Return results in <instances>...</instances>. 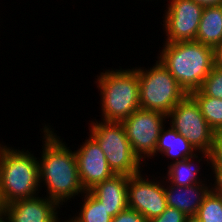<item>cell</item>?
<instances>
[{
    "label": "cell",
    "mask_w": 222,
    "mask_h": 222,
    "mask_svg": "<svg viewBox=\"0 0 222 222\" xmlns=\"http://www.w3.org/2000/svg\"><path fill=\"white\" fill-rule=\"evenodd\" d=\"M185 222H202L197 215L187 216Z\"/></svg>",
    "instance_id": "83f0119b"
},
{
    "label": "cell",
    "mask_w": 222,
    "mask_h": 222,
    "mask_svg": "<svg viewBox=\"0 0 222 222\" xmlns=\"http://www.w3.org/2000/svg\"><path fill=\"white\" fill-rule=\"evenodd\" d=\"M195 40L213 49L222 43V4L204 7Z\"/></svg>",
    "instance_id": "e0dca14e"
},
{
    "label": "cell",
    "mask_w": 222,
    "mask_h": 222,
    "mask_svg": "<svg viewBox=\"0 0 222 222\" xmlns=\"http://www.w3.org/2000/svg\"><path fill=\"white\" fill-rule=\"evenodd\" d=\"M82 205L76 215L69 217L65 222H112V216L90 191L82 195Z\"/></svg>",
    "instance_id": "ac0fdd59"
},
{
    "label": "cell",
    "mask_w": 222,
    "mask_h": 222,
    "mask_svg": "<svg viewBox=\"0 0 222 222\" xmlns=\"http://www.w3.org/2000/svg\"><path fill=\"white\" fill-rule=\"evenodd\" d=\"M199 155V157H198ZM201 155V156H200ZM205 158V159H203ZM198 159V160H197ZM205 164V161H207V167L210 164V153L207 152H199L197 155L191 158H187L184 160H180L178 162H174L172 164H168L166 175L164 176L167 181L173 185L177 186H192L195 184H200L205 182L207 180L206 178H201L203 174L199 173L202 169V161ZM196 163L201 162L200 166H197ZM198 161V162H197ZM199 167V168H198ZM200 175V176H199Z\"/></svg>",
    "instance_id": "2e32d148"
},
{
    "label": "cell",
    "mask_w": 222,
    "mask_h": 222,
    "mask_svg": "<svg viewBox=\"0 0 222 222\" xmlns=\"http://www.w3.org/2000/svg\"><path fill=\"white\" fill-rule=\"evenodd\" d=\"M128 181L129 175L114 174L111 178L96 184L89 191L114 217L128 208Z\"/></svg>",
    "instance_id": "5bb4252c"
},
{
    "label": "cell",
    "mask_w": 222,
    "mask_h": 222,
    "mask_svg": "<svg viewBox=\"0 0 222 222\" xmlns=\"http://www.w3.org/2000/svg\"><path fill=\"white\" fill-rule=\"evenodd\" d=\"M44 124L40 129L44 135L38 158L40 188L45 187L46 197L64 207L62 205H67L68 200L72 202V198L86 191L79 178L75 150L72 151L49 124Z\"/></svg>",
    "instance_id": "6da1fadb"
},
{
    "label": "cell",
    "mask_w": 222,
    "mask_h": 222,
    "mask_svg": "<svg viewBox=\"0 0 222 222\" xmlns=\"http://www.w3.org/2000/svg\"><path fill=\"white\" fill-rule=\"evenodd\" d=\"M112 222H148L147 219L129 207L112 218Z\"/></svg>",
    "instance_id": "cb8c5ba5"
},
{
    "label": "cell",
    "mask_w": 222,
    "mask_h": 222,
    "mask_svg": "<svg viewBox=\"0 0 222 222\" xmlns=\"http://www.w3.org/2000/svg\"><path fill=\"white\" fill-rule=\"evenodd\" d=\"M167 123L186 137L198 152H211L214 131L204 119L200 106L190 94H187L167 115Z\"/></svg>",
    "instance_id": "52a82bcc"
},
{
    "label": "cell",
    "mask_w": 222,
    "mask_h": 222,
    "mask_svg": "<svg viewBox=\"0 0 222 222\" xmlns=\"http://www.w3.org/2000/svg\"><path fill=\"white\" fill-rule=\"evenodd\" d=\"M38 157L29 150L0 143V205L38 196Z\"/></svg>",
    "instance_id": "3957f363"
},
{
    "label": "cell",
    "mask_w": 222,
    "mask_h": 222,
    "mask_svg": "<svg viewBox=\"0 0 222 222\" xmlns=\"http://www.w3.org/2000/svg\"><path fill=\"white\" fill-rule=\"evenodd\" d=\"M43 196L41 194L7 204L2 207L1 216L6 222H65L59 218L61 206Z\"/></svg>",
    "instance_id": "8fae6325"
},
{
    "label": "cell",
    "mask_w": 222,
    "mask_h": 222,
    "mask_svg": "<svg viewBox=\"0 0 222 222\" xmlns=\"http://www.w3.org/2000/svg\"><path fill=\"white\" fill-rule=\"evenodd\" d=\"M163 44L159 61L187 94L198 90L214 67V49L196 40Z\"/></svg>",
    "instance_id": "7a4b0ae2"
},
{
    "label": "cell",
    "mask_w": 222,
    "mask_h": 222,
    "mask_svg": "<svg viewBox=\"0 0 222 222\" xmlns=\"http://www.w3.org/2000/svg\"><path fill=\"white\" fill-rule=\"evenodd\" d=\"M197 3L201 4L202 6H215V5H221L222 0H194Z\"/></svg>",
    "instance_id": "4316f807"
},
{
    "label": "cell",
    "mask_w": 222,
    "mask_h": 222,
    "mask_svg": "<svg viewBox=\"0 0 222 222\" xmlns=\"http://www.w3.org/2000/svg\"><path fill=\"white\" fill-rule=\"evenodd\" d=\"M89 125V135L98 143L114 174L133 176L142 173L145 164L134 153L121 122L95 119Z\"/></svg>",
    "instance_id": "5b68a950"
},
{
    "label": "cell",
    "mask_w": 222,
    "mask_h": 222,
    "mask_svg": "<svg viewBox=\"0 0 222 222\" xmlns=\"http://www.w3.org/2000/svg\"><path fill=\"white\" fill-rule=\"evenodd\" d=\"M88 136L75 151L79 178L85 191L114 175L98 143Z\"/></svg>",
    "instance_id": "7c38bea8"
},
{
    "label": "cell",
    "mask_w": 222,
    "mask_h": 222,
    "mask_svg": "<svg viewBox=\"0 0 222 222\" xmlns=\"http://www.w3.org/2000/svg\"><path fill=\"white\" fill-rule=\"evenodd\" d=\"M214 174V183H209L211 185V191L214 193H222V168H210ZM213 185V186H212Z\"/></svg>",
    "instance_id": "d4e9b609"
},
{
    "label": "cell",
    "mask_w": 222,
    "mask_h": 222,
    "mask_svg": "<svg viewBox=\"0 0 222 222\" xmlns=\"http://www.w3.org/2000/svg\"><path fill=\"white\" fill-rule=\"evenodd\" d=\"M166 121L167 115L162 112L139 108L121 122L134 153L143 164H148L147 158L155 159L159 134Z\"/></svg>",
    "instance_id": "ba28073f"
},
{
    "label": "cell",
    "mask_w": 222,
    "mask_h": 222,
    "mask_svg": "<svg viewBox=\"0 0 222 222\" xmlns=\"http://www.w3.org/2000/svg\"><path fill=\"white\" fill-rule=\"evenodd\" d=\"M111 69L101 72L94 81L101 95L100 121L122 122L140 108L138 67Z\"/></svg>",
    "instance_id": "277c9868"
},
{
    "label": "cell",
    "mask_w": 222,
    "mask_h": 222,
    "mask_svg": "<svg viewBox=\"0 0 222 222\" xmlns=\"http://www.w3.org/2000/svg\"><path fill=\"white\" fill-rule=\"evenodd\" d=\"M198 153L187 138L179 134L171 125L168 129L165 125L162 127L155 148V157L160 154L168 159L170 158L171 162L169 164H172L194 157Z\"/></svg>",
    "instance_id": "9a60e30c"
},
{
    "label": "cell",
    "mask_w": 222,
    "mask_h": 222,
    "mask_svg": "<svg viewBox=\"0 0 222 222\" xmlns=\"http://www.w3.org/2000/svg\"><path fill=\"white\" fill-rule=\"evenodd\" d=\"M190 95L200 106L201 113L210 128L215 132L222 130V100L204 95L199 89Z\"/></svg>",
    "instance_id": "d6986e66"
},
{
    "label": "cell",
    "mask_w": 222,
    "mask_h": 222,
    "mask_svg": "<svg viewBox=\"0 0 222 222\" xmlns=\"http://www.w3.org/2000/svg\"><path fill=\"white\" fill-rule=\"evenodd\" d=\"M209 167L222 168V130L214 132Z\"/></svg>",
    "instance_id": "7402d4cb"
},
{
    "label": "cell",
    "mask_w": 222,
    "mask_h": 222,
    "mask_svg": "<svg viewBox=\"0 0 222 222\" xmlns=\"http://www.w3.org/2000/svg\"><path fill=\"white\" fill-rule=\"evenodd\" d=\"M209 180L192 186H177L164 178V192L167 206L176 208L186 216L196 215L205 196L211 190Z\"/></svg>",
    "instance_id": "4fadbf2b"
},
{
    "label": "cell",
    "mask_w": 222,
    "mask_h": 222,
    "mask_svg": "<svg viewBox=\"0 0 222 222\" xmlns=\"http://www.w3.org/2000/svg\"><path fill=\"white\" fill-rule=\"evenodd\" d=\"M186 215L176 208L167 207L158 217L149 222H185Z\"/></svg>",
    "instance_id": "603a6c76"
},
{
    "label": "cell",
    "mask_w": 222,
    "mask_h": 222,
    "mask_svg": "<svg viewBox=\"0 0 222 222\" xmlns=\"http://www.w3.org/2000/svg\"><path fill=\"white\" fill-rule=\"evenodd\" d=\"M216 194L219 195V197H220V199H221V201H222V193H216Z\"/></svg>",
    "instance_id": "f546056e"
},
{
    "label": "cell",
    "mask_w": 222,
    "mask_h": 222,
    "mask_svg": "<svg viewBox=\"0 0 222 222\" xmlns=\"http://www.w3.org/2000/svg\"><path fill=\"white\" fill-rule=\"evenodd\" d=\"M0 222H6L2 216H0Z\"/></svg>",
    "instance_id": "f1b7e54d"
},
{
    "label": "cell",
    "mask_w": 222,
    "mask_h": 222,
    "mask_svg": "<svg viewBox=\"0 0 222 222\" xmlns=\"http://www.w3.org/2000/svg\"><path fill=\"white\" fill-rule=\"evenodd\" d=\"M147 174L129 176L128 207L143 215L149 222L158 217L168 206L164 192V177L158 180ZM155 178V179H154ZM163 184V185H162Z\"/></svg>",
    "instance_id": "30bf717a"
},
{
    "label": "cell",
    "mask_w": 222,
    "mask_h": 222,
    "mask_svg": "<svg viewBox=\"0 0 222 222\" xmlns=\"http://www.w3.org/2000/svg\"><path fill=\"white\" fill-rule=\"evenodd\" d=\"M140 108L168 115L187 95L168 69L159 61L150 68L138 67Z\"/></svg>",
    "instance_id": "8992f818"
},
{
    "label": "cell",
    "mask_w": 222,
    "mask_h": 222,
    "mask_svg": "<svg viewBox=\"0 0 222 222\" xmlns=\"http://www.w3.org/2000/svg\"><path fill=\"white\" fill-rule=\"evenodd\" d=\"M163 14L167 43L195 40L204 6L194 0H168Z\"/></svg>",
    "instance_id": "9c48e42d"
},
{
    "label": "cell",
    "mask_w": 222,
    "mask_h": 222,
    "mask_svg": "<svg viewBox=\"0 0 222 222\" xmlns=\"http://www.w3.org/2000/svg\"><path fill=\"white\" fill-rule=\"evenodd\" d=\"M199 90L206 96L222 100V69L214 66Z\"/></svg>",
    "instance_id": "44dd1931"
},
{
    "label": "cell",
    "mask_w": 222,
    "mask_h": 222,
    "mask_svg": "<svg viewBox=\"0 0 222 222\" xmlns=\"http://www.w3.org/2000/svg\"><path fill=\"white\" fill-rule=\"evenodd\" d=\"M196 215L202 222H222V201L219 195L210 190Z\"/></svg>",
    "instance_id": "ffe728a7"
},
{
    "label": "cell",
    "mask_w": 222,
    "mask_h": 222,
    "mask_svg": "<svg viewBox=\"0 0 222 222\" xmlns=\"http://www.w3.org/2000/svg\"><path fill=\"white\" fill-rule=\"evenodd\" d=\"M214 66L222 69V43L214 48Z\"/></svg>",
    "instance_id": "484cf974"
}]
</instances>
